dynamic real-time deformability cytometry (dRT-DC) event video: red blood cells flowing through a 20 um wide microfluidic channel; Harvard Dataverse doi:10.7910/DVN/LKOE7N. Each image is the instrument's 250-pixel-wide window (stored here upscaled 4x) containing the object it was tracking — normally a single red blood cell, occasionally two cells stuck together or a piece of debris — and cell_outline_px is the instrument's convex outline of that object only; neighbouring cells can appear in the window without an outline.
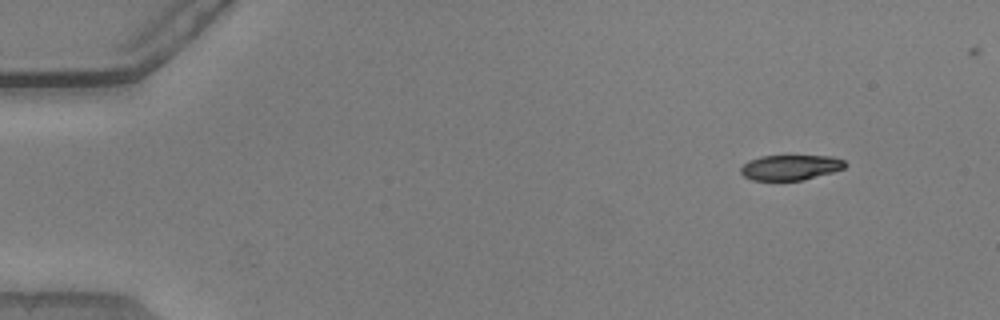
{"species": "common noctule bat (a hibernating species)", "species_latin": "Nyctalus noctula", "temperature_condition": "warm", "stored_images_in_passage": 46, "camera_frame_rate_fps": 3000, "um_per_image_px": 0.085, "animal": {"sex": "male", "body_mass_g": 20.5, "forearm_length_mm": 52.5}, "frame": {"image": 1, "passage_image": 1, "time_ms": 0.0, "image_size_px": [1000, 320], "cell_outline_px": [[848, 164], [844, 168], [832, 172], [800, 180], [752, 180], [744, 176], [740, 172], [740, 168], [748, 160], [760, 156], [832, 156], [844, 160]], "centroid_in_image_um": [67.17, 14.22], "position_along_channel_um": 17.8, "area_um2": 15.26}}
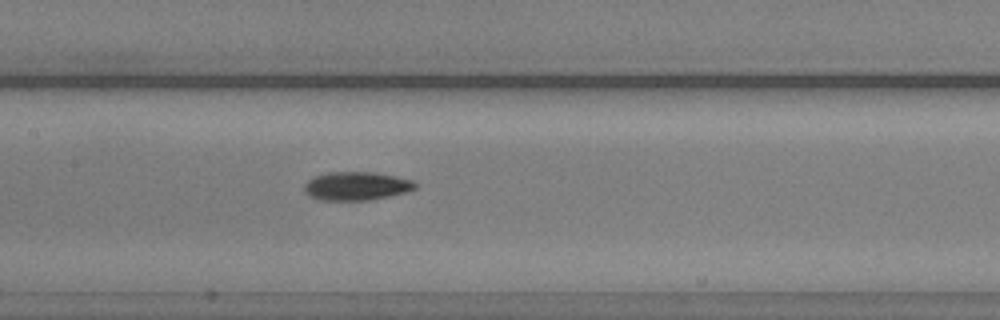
{"frame": {"image": 2, "passage_image": 22, "time_ms": 7.0, "image_size_px": [1000, 320], "cell_outline_px": [[416, 188], [404, 192], [388, 196], [368, 200], [320, 200], [304, 192], [304, 184], [308, 180], [316, 176], [328, 172], [372, 172], [396, 176], [412, 180], [416, 184]], "centroid_in_image_um": [30.28, 15.8], "position_along_channel_um": 177.1, "area_um2": 18.21}}
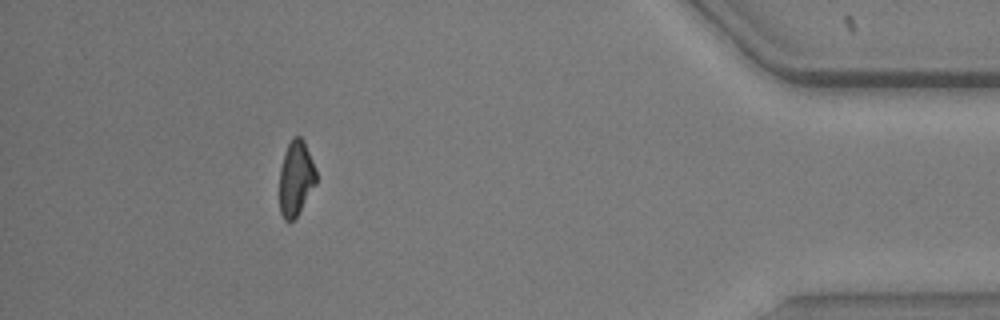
{"frame": {"image": 3, "passage_image": 44, "time_ms": 14.333, "image_size_px": [1000, 320], "cell_outline_px": [[316, 184], [296, 216], [292, 220], [284, 220], [280, 212], [280, 168], [288, 144], [292, 136], [300, 136], [304, 140], [316, 168]], "centroid_in_image_um": [25.16, 15.12], "position_along_channel_um": 410.0, "area_um2": 15.9}}